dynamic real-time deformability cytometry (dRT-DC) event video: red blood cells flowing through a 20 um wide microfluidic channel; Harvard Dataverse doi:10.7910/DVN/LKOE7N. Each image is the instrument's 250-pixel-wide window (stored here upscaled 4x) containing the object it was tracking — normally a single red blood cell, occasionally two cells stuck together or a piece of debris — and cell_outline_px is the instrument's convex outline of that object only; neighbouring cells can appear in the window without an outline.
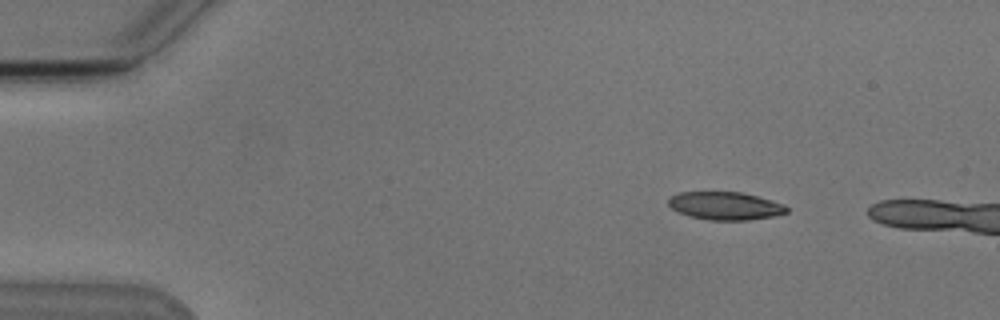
{"species": "Egyptian fruit bat (a non-hibernating species)", "species_latin": "Rousettus aegyptiacus", "temperature_condition": "cold", "stored_images_in_passage": 5, "camera_frame_rate_fps": 3000, "um_per_image_px": 0.085, "animal": {"sex": "male"}, "frame": {"image": 1, "passage_image": 3, "time_ms": 2.333, "image_size_px": [1000, 320], "cell_outline_px": [[788, 212], [772, 216], [748, 220], [708, 220], [688, 216], [672, 208], [668, 204], [668, 200], [672, 196], [680, 192], [740, 192], [756, 196], [784, 204], [788, 208]], "centroid_in_image_um": [61.64, 17.5], "position_along_channel_um": 23.4, "area_um2": 19.07}}